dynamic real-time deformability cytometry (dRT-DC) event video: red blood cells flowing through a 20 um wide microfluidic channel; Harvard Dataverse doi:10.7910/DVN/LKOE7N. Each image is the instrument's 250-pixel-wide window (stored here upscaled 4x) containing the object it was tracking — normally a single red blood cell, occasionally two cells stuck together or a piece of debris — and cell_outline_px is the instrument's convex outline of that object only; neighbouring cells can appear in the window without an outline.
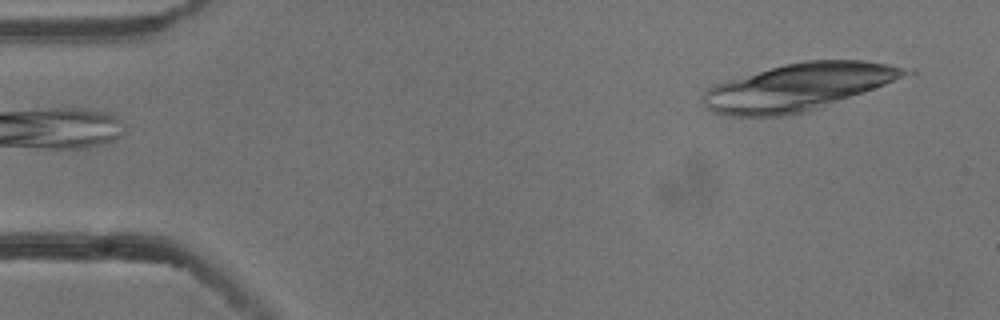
{"species": "common noctule bat (a hibernating species)", "species_latin": "Nyctalus noctula", "temperature_condition": "cold", "stored_images_in_passage": 3, "camera_frame_rate_fps": 3000, "um_per_image_px": 0.085, "animal": {"sex": "male", "body_mass_g": 13.3}, "frame": {"image": 1, "passage_image": 1, "time_ms": 0.0, "image_size_px": [1000, 320], "cell_outline_px": [[916, 72], [884, 84], [808, 112], [780, 116], [728, 116], [712, 112], [704, 108], [700, 96], [708, 88], [716, 84], [784, 64], [804, 60], [864, 60], [916, 68]], "centroid_in_image_um": [67.87, 7.4], "position_along_channel_um": 17.1, "area_um2": 55.31}}